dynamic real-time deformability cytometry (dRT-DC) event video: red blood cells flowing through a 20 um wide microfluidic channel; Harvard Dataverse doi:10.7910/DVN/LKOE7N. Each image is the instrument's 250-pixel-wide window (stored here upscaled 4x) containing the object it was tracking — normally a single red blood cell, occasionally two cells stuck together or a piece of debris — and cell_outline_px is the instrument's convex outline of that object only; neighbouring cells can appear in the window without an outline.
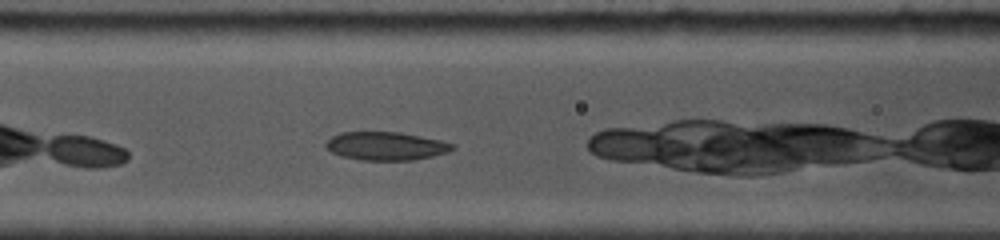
{"species": "common noctule bat (a hibernating species)", "species_latin": "Nyctalus noctula", "temperature_condition": "cold", "stored_images_in_passage": 23, "camera_frame_rate_fps": 5000, "um_per_image_px": 0.085, "animal": {"sex": "female", "body_mass_g": 19.0, "forearm_length_mm": 53.3}, "frame": {"image": 1, "passage_image": 8, "time_ms": 1.6, "image_size_px": [1000, 240], "cell_outline_px": [[456, 148], [448, 152], [432, 156], [412, 160], [360, 160], [344, 156], [332, 152], [324, 148], [324, 144], [332, 136], [340, 132], [400, 132], [440, 140], [456, 144]], "centroid_in_image_um": [32.81, 12.41], "position_along_channel_um": 133.8, "area_um2": 20.92}}
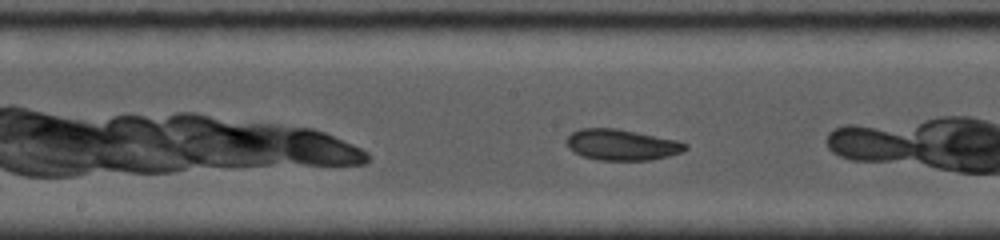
{"frame": {"image": 2, "passage_image": 14, "time_ms": 3.2, "image_size_px": [1000, 240], "cell_outline_px": [[688, 148], [680, 152], [668, 156], [652, 160], [600, 160], [580, 156], [568, 148], [564, 140], [572, 132], [580, 128], [616, 128], [676, 140], [688, 144]], "centroid_in_image_um": [52.8, 12.31], "position_along_channel_um": 195.4, "area_um2": 21.5}}
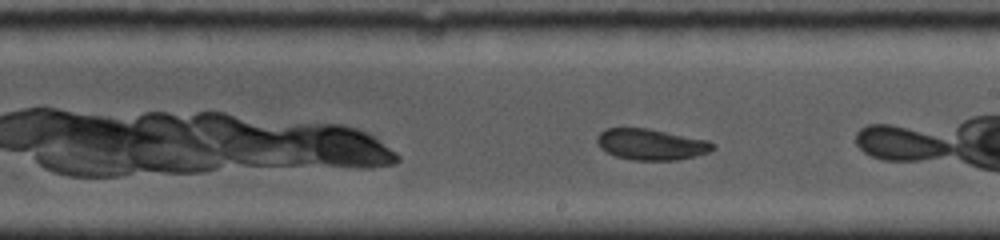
{"frame": {"image": 3, "passage_image": 18, "time_ms": 4.2, "image_size_px": [1000, 240], "cell_outline_px": [[716, 148], [712, 152], [696, 156], [676, 160], [632, 160], [616, 156], [600, 148], [596, 140], [596, 136], [604, 128], [648, 128], [708, 140], [716, 144]], "centroid_in_image_um": [55.38, 12.27], "position_along_channel_um": 233.6, "area_um2": 21.21}}